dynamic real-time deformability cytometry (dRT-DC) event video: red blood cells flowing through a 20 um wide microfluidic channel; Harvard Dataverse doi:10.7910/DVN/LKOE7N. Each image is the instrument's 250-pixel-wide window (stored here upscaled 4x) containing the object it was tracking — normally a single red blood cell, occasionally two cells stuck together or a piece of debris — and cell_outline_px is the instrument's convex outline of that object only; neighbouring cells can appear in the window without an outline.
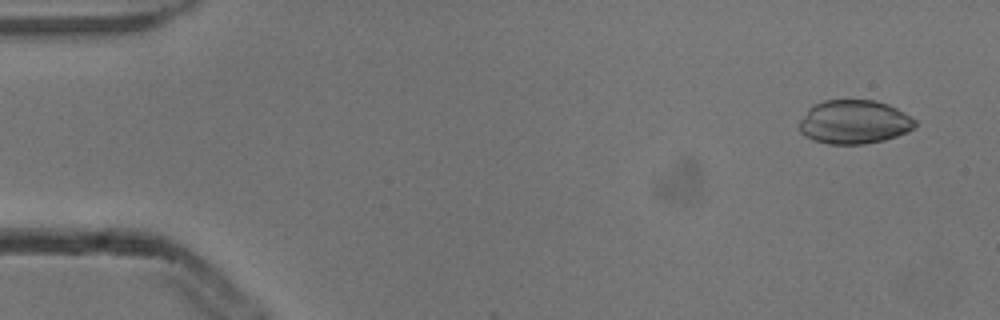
{"species": "common noctule bat (a hibernating species)", "species_latin": "Nyctalus noctula", "temperature_condition": "cold", "stored_images_in_passage": 4, "camera_frame_rate_fps": 3000, "um_per_image_px": 0.085, "animal": {"sex": "male", "body_mass_g": 13.3}, "frame": {"image": 1, "passage_image": 1, "time_ms": 0.0, "image_size_px": [1000, 320], "cell_outline_px": [[916, 124], [912, 128], [896, 136], [884, 140], [864, 144], [828, 144], [804, 136], [800, 132], [800, 120], [808, 108], [824, 100], [872, 100], [888, 104], [896, 108], [916, 120]], "centroid_in_image_um": [72.58, 10.37], "position_along_channel_um": 12.4, "area_um2": 29.3}}